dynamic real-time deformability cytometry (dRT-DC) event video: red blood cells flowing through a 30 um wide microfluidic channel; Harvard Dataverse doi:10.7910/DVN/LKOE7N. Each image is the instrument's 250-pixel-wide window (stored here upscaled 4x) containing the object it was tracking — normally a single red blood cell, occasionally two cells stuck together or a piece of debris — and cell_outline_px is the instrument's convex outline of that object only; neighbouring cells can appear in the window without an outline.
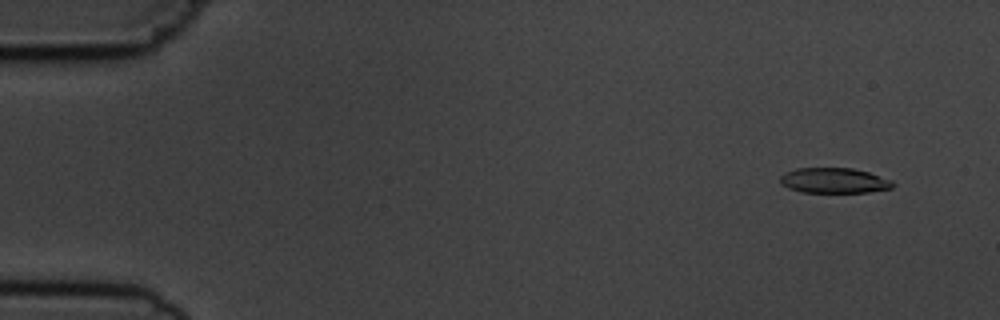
{"species": "common noctule bat (a hibernating species)", "species_latin": "Nyctalus noctula", "temperature_condition": "cold", "stored_images_in_passage": 11, "camera_frame_rate_fps": 3000, "um_per_image_px": 0.085, "animal": {"sex": "male", "body_mass_g": 19.5, "forearm_length_mm": 54.6}, "frame": {"image": 1, "passage_image": 2, "time_ms": 1.0, "image_size_px": [1000, 320], "cell_outline_px": [[896, 184], [892, 188], [868, 192], [800, 192], [788, 188], [780, 184], [780, 176], [784, 172], [796, 168], [852, 168], [868, 172], [892, 180]], "centroid_in_image_um": [70.87, 15.34], "position_along_channel_um": 14.1, "area_um2": 16.7}}
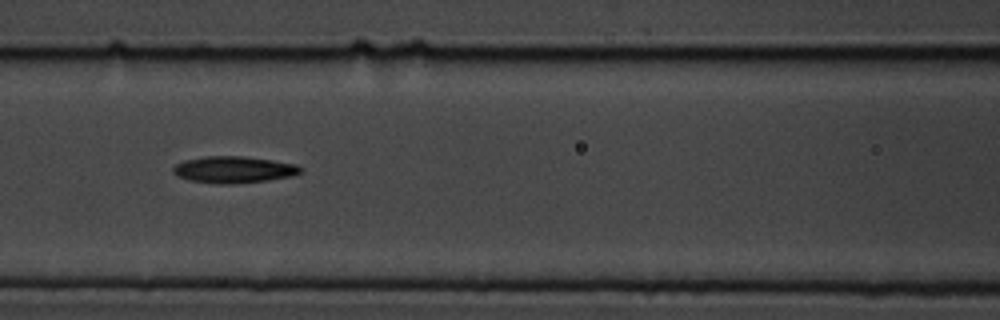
{"frame": {"image": 2, "passage_image": 7, "time_ms": 7.667, "image_size_px": [1000, 320], "cell_outline_px": [[304, 168], [300, 172], [292, 176], [268, 180], [232, 184], [216, 184], [188, 180], [176, 176], [172, 172], [172, 168], [176, 164], [184, 160], [204, 156], [244, 156], [272, 160], [296, 164]], "centroid_in_image_um": [19.84, 14.42], "position_along_channel_um": 146.8, "area_um2": 20.0}}
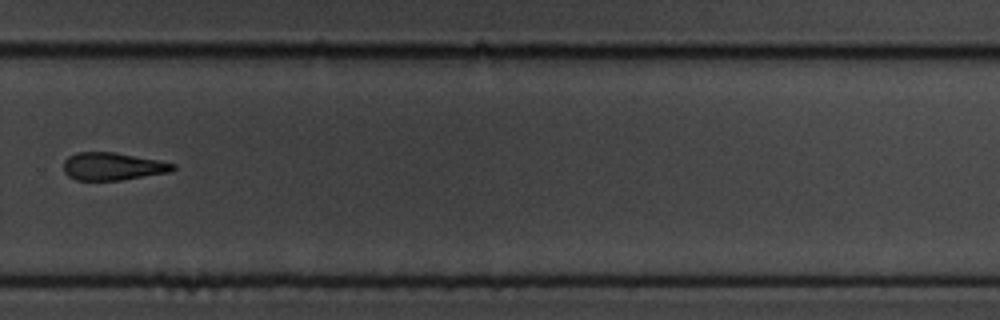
{"frame": {"image": 3, "passage_image": 11, "time_ms": 12.333, "image_size_px": [1000, 320], "cell_outline_px": [[176, 168], [172, 172], [120, 180], [76, 180], [68, 176], [64, 172], [64, 160], [68, 156], [76, 152], [112, 152], [156, 160], [176, 164]], "centroid_in_image_um": [9.56, 14.15], "position_along_channel_um": 320.2, "area_um2": 17.57}}